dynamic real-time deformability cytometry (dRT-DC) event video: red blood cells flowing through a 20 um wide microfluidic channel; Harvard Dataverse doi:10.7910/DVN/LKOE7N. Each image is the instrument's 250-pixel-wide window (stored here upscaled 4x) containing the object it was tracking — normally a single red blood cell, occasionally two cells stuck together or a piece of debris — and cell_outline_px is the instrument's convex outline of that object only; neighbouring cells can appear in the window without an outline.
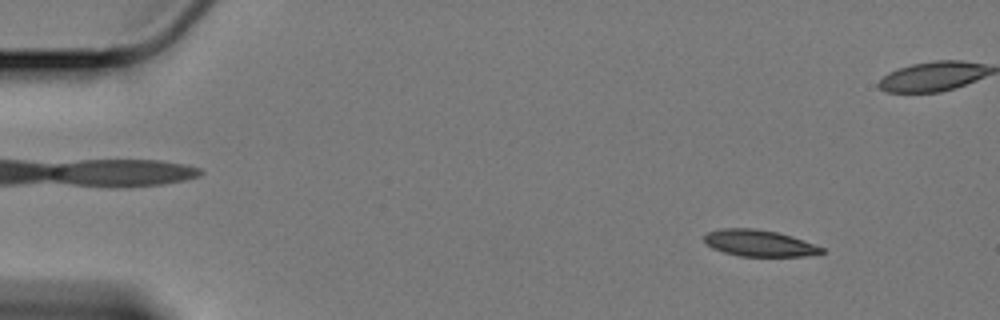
{"species": "Egyptian fruit bat (a non-hibernating species)", "species_latin": "Rousettus aegyptiacus", "temperature_condition": "cold", "stored_images_in_passage": 59, "camera_frame_rate_fps": 3000, "um_per_image_px": 0.085, "animal": {"sex": "female"}, "frame": {"image": 1, "passage_image": 6, "time_ms": 1.667, "image_size_px": [1000, 320], "cell_outline_px": [[824, 252], [808, 256], [740, 256], [724, 252], [712, 248], [704, 240], [704, 236], [708, 232], [720, 228], [756, 228], [776, 232], [792, 236], [824, 248]], "centroid_in_image_um": [64.53, 20.66], "position_along_channel_um": 20.5, "area_um2": 18.03}}
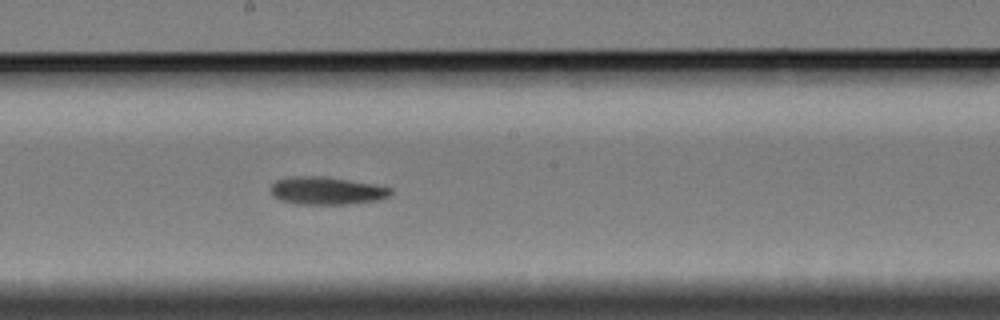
{"frame": {"image": 2, "passage_image": 32, "time_ms": 10.333, "image_size_px": [1000, 320], "cell_outline_px": [[392, 192], [388, 196], [380, 200], [348, 204], [296, 204], [280, 200], [272, 196], [272, 184], [276, 180], [292, 176], [324, 176], [372, 184], [392, 188]], "centroid_in_image_um": [27.75, 16.21], "position_along_channel_um": 220.4, "area_um2": 19.36}}
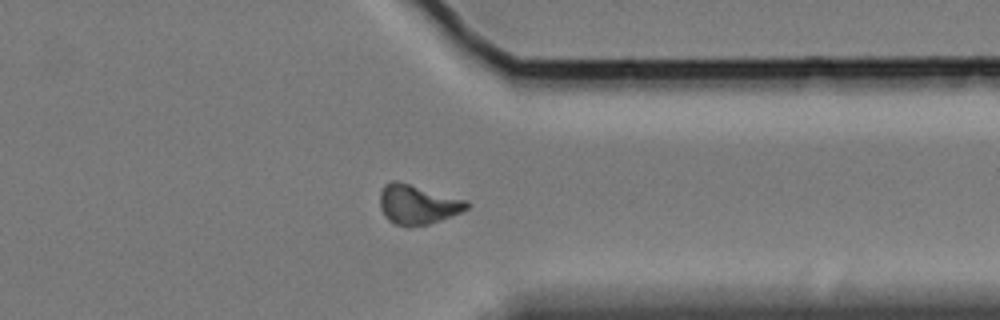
{"frame": {"image": 3, "passage_image": 46, "time_ms": 15.0, "image_size_px": [1000, 320], "cell_outline_px": [[468, 208], [460, 212], [440, 220], [428, 224], [408, 228], [396, 224], [388, 220], [384, 216], [380, 208], [380, 192], [384, 184], [392, 180], [396, 180], [468, 200]], "centroid_in_image_um": [35.46, 17.38], "position_along_channel_um": 375.9, "area_um2": 20.11}}